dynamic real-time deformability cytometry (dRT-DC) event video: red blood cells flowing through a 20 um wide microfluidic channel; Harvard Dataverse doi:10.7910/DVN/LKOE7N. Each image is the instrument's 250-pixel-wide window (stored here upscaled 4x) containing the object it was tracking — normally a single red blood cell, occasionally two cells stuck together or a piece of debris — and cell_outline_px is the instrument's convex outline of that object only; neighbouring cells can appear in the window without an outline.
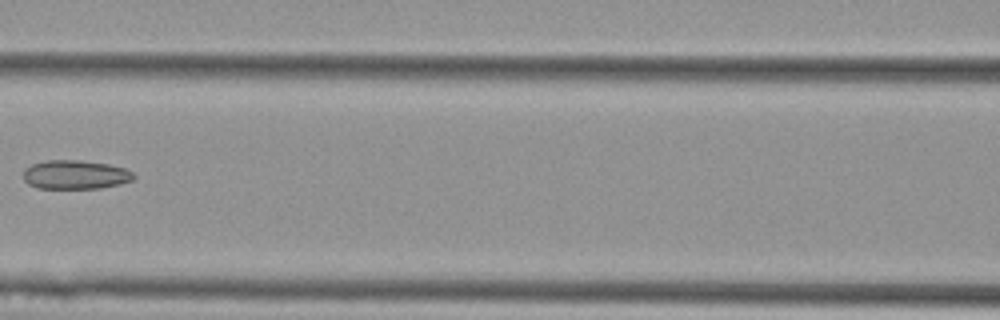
{"species": "Egyptian fruit bat (a non-hibernating species)", "species_latin": "Rousettus aegyptiacus", "temperature_condition": "cold", "stored_images_in_passage": 7, "camera_frame_rate_fps": 3000, "um_per_image_px": 0.085, "animal": {"sex": "female"}, "frame": {"image": 1, "passage_image": 7, "time_ms": 2.0, "image_size_px": [1000, 320], "cell_outline_px": [[136, 176], [132, 180], [120, 184], [100, 188], [36, 188], [28, 184], [24, 180], [24, 168], [32, 164], [48, 160], [80, 160], [108, 164], [124, 168], [132, 172]], "centroid_in_image_um": [6.39, 14.85], "position_along_channel_um": 160.2, "area_um2": 18.61}}